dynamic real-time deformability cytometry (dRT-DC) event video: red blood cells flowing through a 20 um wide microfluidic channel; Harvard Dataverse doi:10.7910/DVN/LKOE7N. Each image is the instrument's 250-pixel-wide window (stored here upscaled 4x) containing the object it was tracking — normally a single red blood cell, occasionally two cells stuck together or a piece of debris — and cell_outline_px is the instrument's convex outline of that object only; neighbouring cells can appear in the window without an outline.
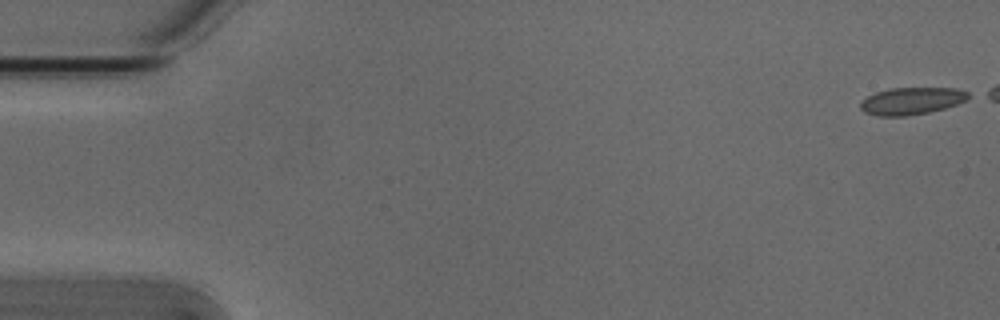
{"species": "Egyptian fruit bat (a non-hibernating species)", "species_latin": "Rousettus aegyptiacus", "temperature_condition": "cold", "stored_images_in_passage": 5, "camera_frame_rate_fps": 3000, "um_per_image_px": 0.085, "animal": {"sex": "male"}, "frame": {"image": 1, "passage_image": 1, "time_ms": 0.0, "image_size_px": [1000, 320], "cell_outline_px": [[972, 96], [956, 104], [944, 108], [928, 112], [904, 116], [880, 116], [864, 112], [860, 108], [860, 104], [868, 96], [876, 92], [892, 88], [956, 88], [968, 92]], "centroid_in_image_um": [77.49, 8.57], "position_along_channel_um": 7.5, "area_um2": 16.88}}